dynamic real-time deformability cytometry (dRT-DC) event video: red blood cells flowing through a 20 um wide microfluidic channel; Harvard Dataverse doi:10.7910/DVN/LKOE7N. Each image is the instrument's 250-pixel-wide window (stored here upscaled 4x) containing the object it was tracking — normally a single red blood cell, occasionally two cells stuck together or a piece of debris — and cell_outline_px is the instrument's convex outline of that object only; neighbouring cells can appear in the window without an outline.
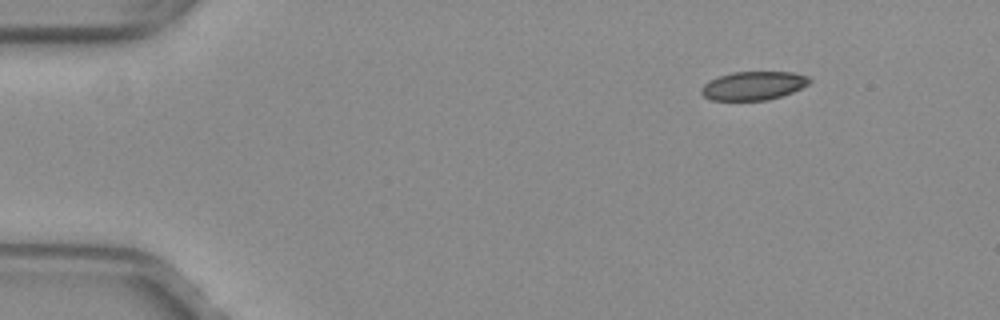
{"species": "common noctule bat (a hibernating species)", "species_latin": "Nyctalus noctula", "temperature_condition": "warm", "stored_images_in_passage": 15, "camera_frame_rate_fps": 3000, "um_per_image_px": 0.085, "animal": {"sex": "female", "body_mass_g": 29.2, "forearm_length_mm": 56.3}, "frame": {"image": 1, "passage_image": 15, "time_ms": 4.667, "image_size_px": [1000, 320], "cell_outline_px": [[812, 80], [808, 84], [792, 92], [768, 100], [712, 100], [704, 96], [700, 92], [700, 88], [704, 84], [720, 76], [732, 72], [792, 72], [808, 76]], "centroid_in_image_um": [64.04, 7.28], "position_along_channel_um": 21.0, "area_um2": 17.86}}